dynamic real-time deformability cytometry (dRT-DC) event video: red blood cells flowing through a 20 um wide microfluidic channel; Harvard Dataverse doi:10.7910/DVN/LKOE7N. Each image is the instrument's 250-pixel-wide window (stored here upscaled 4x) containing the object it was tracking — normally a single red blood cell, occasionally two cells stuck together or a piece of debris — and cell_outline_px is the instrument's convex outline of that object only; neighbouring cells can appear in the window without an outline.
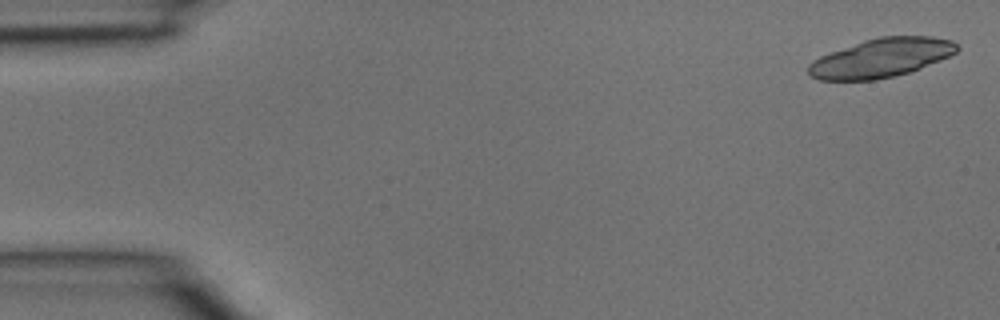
{"species": "common noctule bat (a hibernating species)", "species_latin": "Nyctalus noctula", "temperature_condition": "room temperature", "stored_images_in_passage": 3, "camera_frame_rate_fps": 3000, "um_per_image_px": 0.085, "animal": {"sex": "male", "body_mass_g": 15.6}, "frame": {"image": 1, "passage_image": 1, "time_ms": 0.0, "image_size_px": [1000, 320], "cell_outline_px": [[960, 48], [956, 52], [948, 56], [920, 68], [896, 76], [876, 80], [820, 80], [808, 76], [808, 64], [812, 60], [820, 56], [864, 40], [880, 36], [932, 36], [952, 40]], "centroid_in_image_um": [74.87, 4.92], "position_along_channel_um": 10.1, "area_um2": 33.64}}